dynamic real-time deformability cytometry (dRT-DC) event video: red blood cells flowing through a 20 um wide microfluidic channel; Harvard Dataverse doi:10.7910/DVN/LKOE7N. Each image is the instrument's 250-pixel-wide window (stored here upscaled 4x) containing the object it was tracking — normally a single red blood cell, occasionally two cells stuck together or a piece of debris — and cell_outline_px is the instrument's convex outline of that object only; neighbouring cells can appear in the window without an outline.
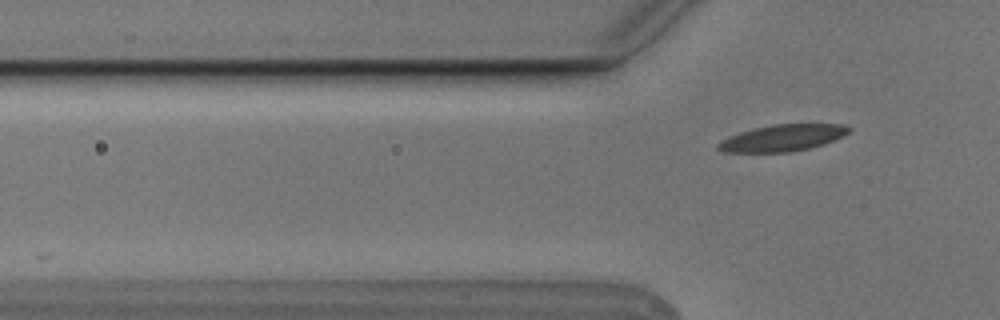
{"species": "Egyptian fruit bat (a non-hibernating species)", "species_latin": "Rousettus aegyptiacus", "temperature_condition": "cold", "stored_images_in_passage": 6, "camera_frame_rate_fps": 3000, "um_per_image_px": 0.085, "animal": {"sex": "male"}, "frame": {"image": 1, "passage_image": 6, "time_ms": 1.667, "image_size_px": [1000, 320], "cell_outline_px": [[852, 128], [844, 136], [824, 144], [812, 148], [792, 152], [724, 152], [716, 148], [716, 144], [720, 140], [756, 128], [772, 124], [840, 124]], "centroid_in_image_um": [66.55, 11.73], "position_along_channel_um": 59.3, "area_um2": 20.17}}